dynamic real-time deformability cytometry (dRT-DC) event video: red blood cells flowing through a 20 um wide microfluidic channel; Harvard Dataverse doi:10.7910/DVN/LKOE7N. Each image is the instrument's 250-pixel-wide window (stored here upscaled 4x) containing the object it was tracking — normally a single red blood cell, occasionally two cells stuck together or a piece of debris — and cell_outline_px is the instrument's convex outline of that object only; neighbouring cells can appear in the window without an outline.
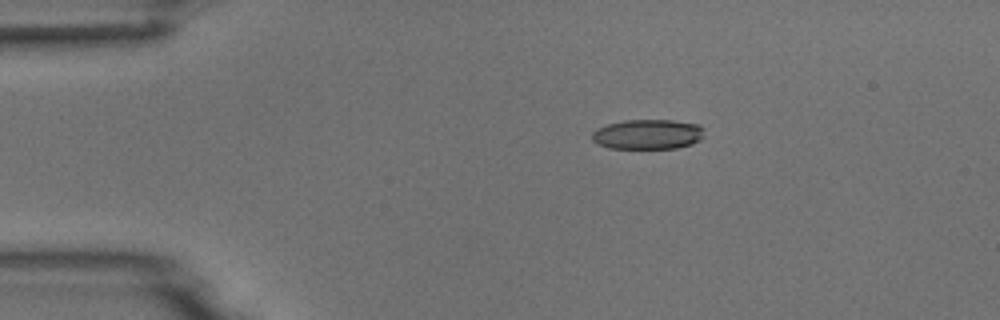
{"species": "common noctule bat (a hibernating species)", "species_latin": "Nyctalus noctula", "temperature_condition": "room temperature", "stored_images_in_passage": 4, "camera_frame_rate_fps": 3000, "um_per_image_px": 0.085, "animal": {"sex": "male", "body_mass_g": 18.8}, "frame": {"image": 1, "passage_image": 2, "time_ms": 0.333, "image_size_px": [1000, 320], "cell_outline_px": [[704, 136], [700, 140], [692, 144], [676, 148], [608, 148], [592, 140], [592, 132], [596, 128], [608, 124], [624, 120], [672, 120], [700, 124], [704, 128]], "centroid_in_image_um": [55.09, 11.41], "position_along_channel_um": 29.9, "area_um2": 19.71}}